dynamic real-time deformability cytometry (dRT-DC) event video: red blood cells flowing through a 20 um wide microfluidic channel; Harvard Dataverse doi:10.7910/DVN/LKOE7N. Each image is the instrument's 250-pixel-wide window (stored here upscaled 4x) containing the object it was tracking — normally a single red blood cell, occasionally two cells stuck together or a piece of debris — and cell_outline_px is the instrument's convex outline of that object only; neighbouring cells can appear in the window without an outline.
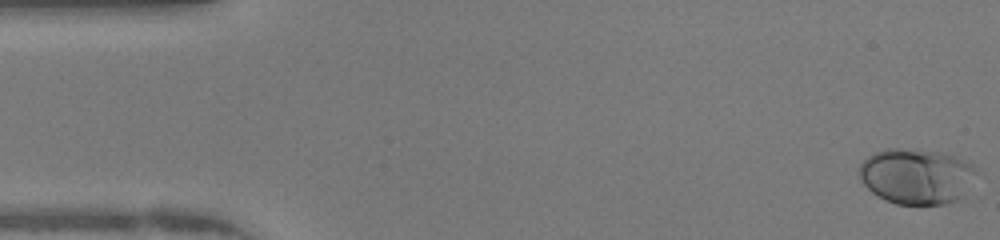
{"species": "human", "species_latin": "Homo sapiens", "temperature_condition": "warm", "stored_images_in_passage": 48, "camera_frame_rate_fps": 3000, "um_per_image_px": 0.085, "donor": {"sex": "female"}, "frame": {"image": 1, "passage_image": 1, "time_ms": 0.0, "image_size_px": [1000, 240], "cell_outline_px": [[976, 172], [956, 200], [944, 204], [896, 204], [884, 200], [872, 192], [860, 180], [856, 172], [860, 164], [872, 152], [888, 148], [896, 148], [940, 152], [956, 156], [972, 164], [976, 168]], "centroid_in_image_um": [77.8, 14.96], "position_along_channel_um": 7.2, "area_um2": 37.63}}
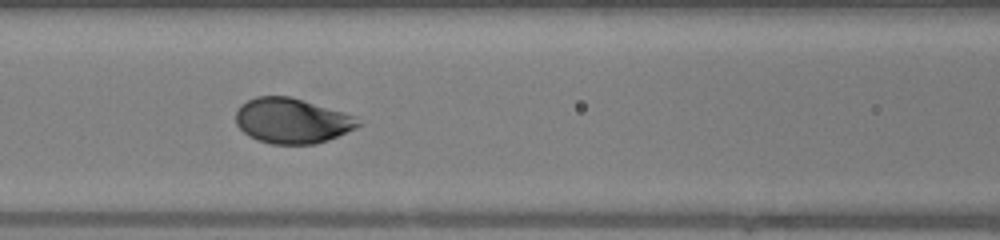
{"frame": {"image": 2, "passage_image": 20, "time_ms": 6.333, "image_size_px": [1000, 240], "cell_outline_px": [[364, 124], [356, 128], [328, 140], [316, 144], [272, 144], [248, 136], [236, 124], [236, 112], [240, 104], [256, 96], [292, 96], [356, 116]], "centroid_in_image_um": [24.84, 10.26], "position_along_channel_um": 141.8, "area_um2": 32.43}}
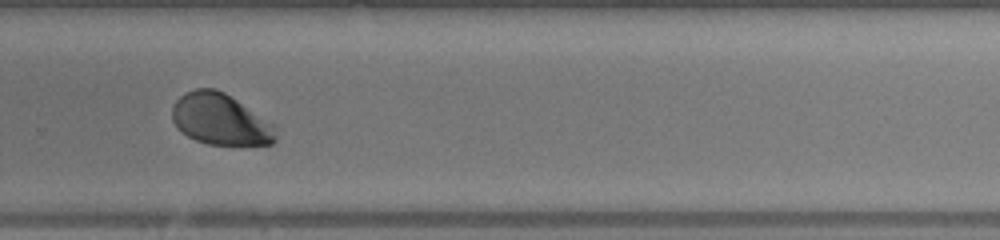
{"frame": {"image": 3, "passage_image": 32, "time_ms": 10.333, "image_size_px": [1000, 240], "cell_outline_px": [[276, 140], [272, 144], [208, 144], [196, 140], [188, 136], [176, 128], [172, 120], [172, 108], [176, 100], [184, 92], [196, 88], [216, 88], [224, 92], [276, 124]], "centroid_in_image_um": [18.74, 10.13], "position_along_channel_um": 311.1, "area_um2": 31.15}, "authors_computed_cell_mechanics": {"area_um2": 33.5529, "velocity_mm_per_s": 4.2543, "shape_relaxation_time_tau1_ms": 1.9498, "shape_relaxation_time_tau2_ms": null, "deformation_change_tau1": 0.135, "deformation_change_tau2": null}}